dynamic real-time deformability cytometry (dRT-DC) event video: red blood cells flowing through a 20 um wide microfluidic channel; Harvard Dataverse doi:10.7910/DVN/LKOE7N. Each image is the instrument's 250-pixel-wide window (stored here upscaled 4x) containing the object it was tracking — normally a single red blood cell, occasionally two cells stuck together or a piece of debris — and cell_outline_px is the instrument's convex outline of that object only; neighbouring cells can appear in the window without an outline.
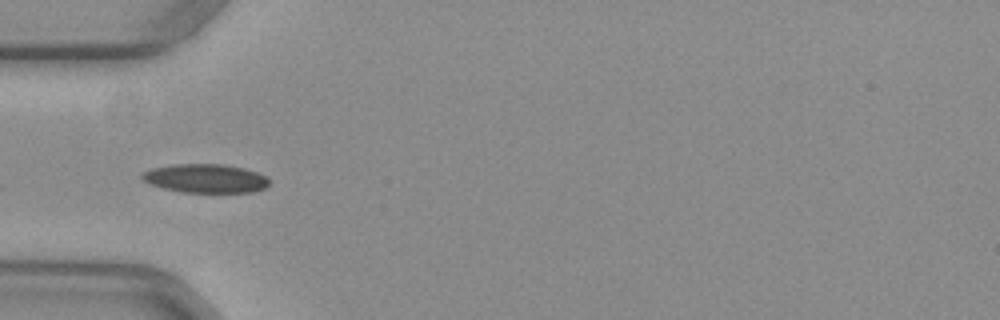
{"species": "common noctule bat (a hibernating species)", "species_latin": "Nyctalus noctula", "temperature_condition": "warm", "stored_images_in_passage": 20, "camera_frame_rate_fps": 3000, "um_per_image_px": 0.085, "animal": {"sex": "female", "body_mass_g": 29.2, "forearm_length_mm": 56.3}, "frame": {"image": 1, "passage_image": 1, "time_ms": 0.0, "image_size_px": [1000, 320], "cell_outline_px": [[268, 184], [264, 188], [252, 192], [180, 192], [160, 188], [144, 180], [140, 176], [144, 172], [152, 168], [176, 164], [224, 164], [244, 168], [268, 176]], "centroid_in_image_um": [17.47, 15.16], "position_along_channel_um": 67.5, "area_um2": 21.27}}